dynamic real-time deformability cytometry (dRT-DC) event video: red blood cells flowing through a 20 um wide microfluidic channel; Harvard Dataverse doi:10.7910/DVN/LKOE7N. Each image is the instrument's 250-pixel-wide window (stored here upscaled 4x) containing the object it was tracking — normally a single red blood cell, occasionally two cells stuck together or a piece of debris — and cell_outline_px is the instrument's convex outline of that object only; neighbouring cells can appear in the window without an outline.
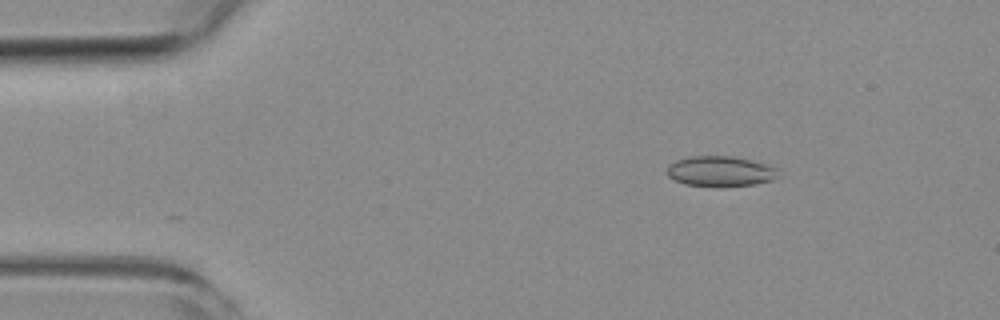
{"species": "common noctule bat (a hibernating species)", "species_latin": "Nyctalus noctula", "temperature_condition": "room temperature", "stored_images_in_passage": 54, "camera_frame_rate_fps": 3000, "um_per_image_px": 0.085, "animal": {"sex": "female", "body_mass_g": 19.3, "forearm_length_mm": 54.1}, "frame": {"image": 1, "passage_image": 8, "time_ms": 2.333, "image_size_px": [1000, 320], "cell_outline_px": [[776, 176], [772, 180], [752, 184], [720, 188], [684, 184], [668, 176], [668, 164], [676, 160], [692, 156], [732, 156], [768, 164], [776, 168]], "centroid_in_image_um": [61.2, 14.57], "position_along_channel_um": 23.8, "area_um2": 19.71}}
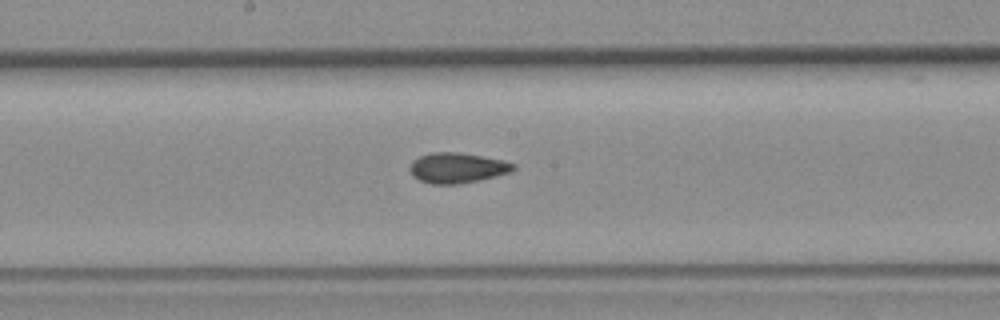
{"frame": {"image": 2, "passage_image": 28, "time_ms": 9.0, "image_size_px": [1000, 320], "cell_outline_px": [[516, 168], [512, 172], [480, 180], [456, 184], [432, 184], [420, 180], [412, 176], [408, 168], [412, 160], [420, 156], [432, 152], [456, 152], [504, 160], [516, 164]], "centroid_in_image_um": [38.86, 14.27], "position_along_channel_um": 209.3, "area_um2": 18.38}}
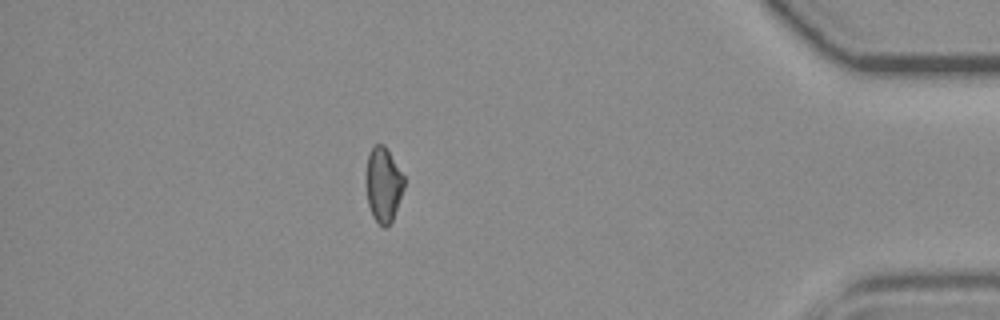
{"frame": {"image": 3, "passage_image": 47, "time_ms": 15.333, "image_size_px": [1000, 320], "cell_outline_px": [[404, 188], [392, 220], [384, 228], [372, 216], [368, 204], [364, 184], [364, 180], [368, 156], [372, 148], [376, 144], [384, 144], [404, 176]], "centroid_in_image_um": [32.55, 15.68], "position_along_channel_um": 402.7, "area_um2": 16.65}, "authors_computed_cell_mechanics": {"area_um2": 18.0625, "velocity_mm_per_s": 3.808, "shape_relaxation_time_tau1_ms": null, "shape_relaxation_time_tau2_ms": 6.1911, "deformation_change_tau1": null, "deformation_change_tau2": 0.0874}}